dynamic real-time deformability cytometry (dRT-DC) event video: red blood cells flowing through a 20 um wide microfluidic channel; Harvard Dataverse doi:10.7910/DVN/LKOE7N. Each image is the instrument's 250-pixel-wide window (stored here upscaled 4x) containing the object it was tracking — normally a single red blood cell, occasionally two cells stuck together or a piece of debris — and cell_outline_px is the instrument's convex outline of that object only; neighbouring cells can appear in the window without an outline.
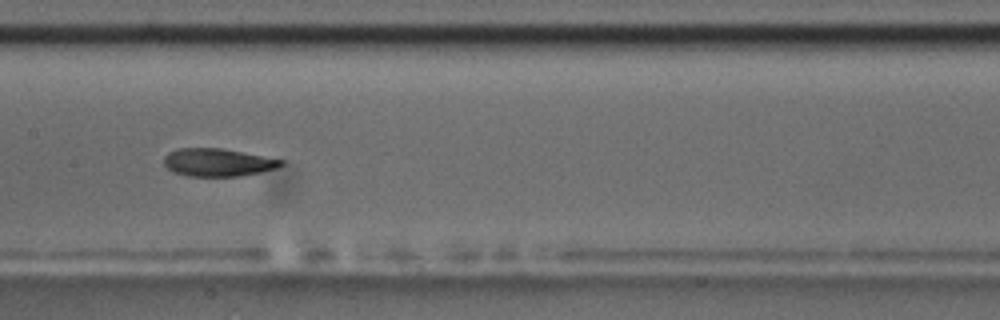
{"species": "common noctule bat (a hibernating species)", "species_latin": "Nyctalus noctula", "temperature_condition": "room temperature", "stored_images_in_passage": 8, "camera_frame_rate_fps": 3000, "um_per_image_px": 0.085, "animal": {"sex": "male", "body_mass_g": 17.5, "forearm_length_mm": 52.3}, "frame": {"image": 1, "passage_image": 4, "time_ms": 3.333, "image_size_px": [1000, 320], "cell_outline_px": [[284, 164], [276, 168], [260, 172], [240, 176], [188, 176], [172, 172], [164, 164], [164, 156], [168, 152], [176, 148], [220, 148], [284, 160]], "centroid_in_image_um": [18.47, 13.8], "position_along_channel_um": 188.9, "area_um2": 18.96}}